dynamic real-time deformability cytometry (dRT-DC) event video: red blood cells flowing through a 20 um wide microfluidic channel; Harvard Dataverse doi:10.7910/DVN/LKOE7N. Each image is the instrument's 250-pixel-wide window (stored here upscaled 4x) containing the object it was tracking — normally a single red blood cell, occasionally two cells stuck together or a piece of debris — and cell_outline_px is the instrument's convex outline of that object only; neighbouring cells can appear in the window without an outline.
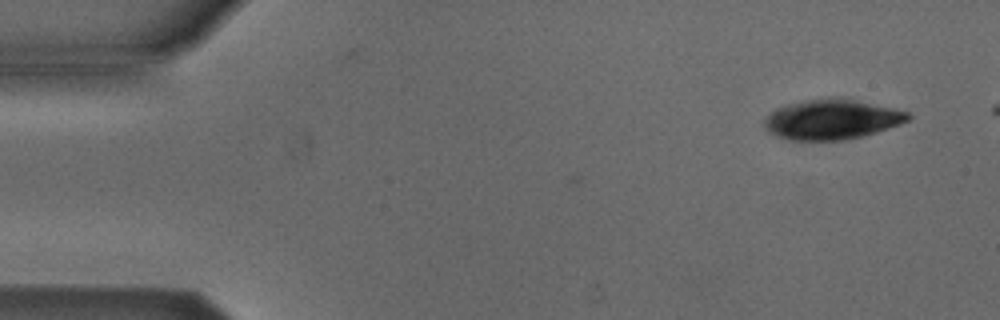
{"species": "Egyptian fruit bat (a non-hibernating species)", "species_latin": "Rousettus aegyptiacus", "temperature_condition": "cold", "stored_images_in_passage": 2, "camera_frame_rate_fps": 3000, "um_per_image_px": 0.085, "animal": {"sex": "male"}, "frame": {"image": 1, "passage_image": 2, "time_ms": 0.333, "image_size_px": [1000, 320], "cell_outline_px": [[912, 116], [908, 120], [900, 124], [864, 136], [844, 140], [788, 140], [776, 136], [764, 128], [764, 116], [776, 108], [788, 104], [804, 100], [840, 96], [908, 112]], "centroid_in_image_um": [70.66, 10.14], "position_along_channel_um": 14.3, "area_um2": 33.7}}